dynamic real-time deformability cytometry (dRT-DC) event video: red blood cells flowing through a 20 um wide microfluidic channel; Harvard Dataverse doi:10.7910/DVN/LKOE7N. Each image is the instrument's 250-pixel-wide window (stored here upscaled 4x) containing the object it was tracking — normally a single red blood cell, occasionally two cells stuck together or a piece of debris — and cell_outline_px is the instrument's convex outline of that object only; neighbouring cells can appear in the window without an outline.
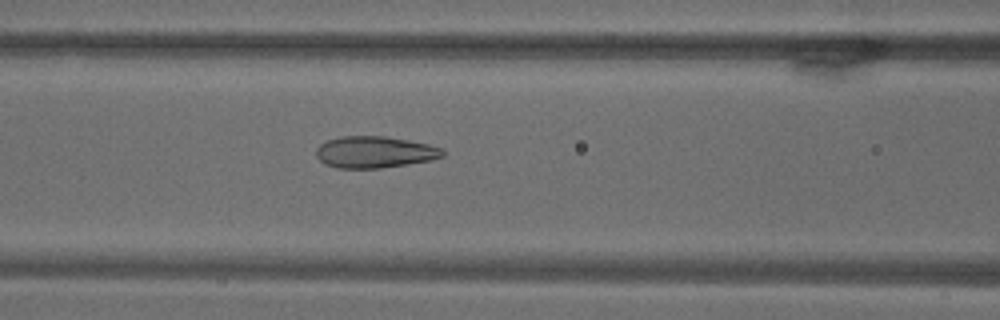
{"species": "common noctule bat (a hibernating species)", "species_latin": "Nyctalus noctula", "temperature_condition": "warm", "stored_images_in_passage": 66, "camera_frame_rate_fps": 3000, "um_per_image_px": 0.085, "animal": {"sex": "male", "body_mass_g": 18.8}, "frame": {"image": 1, "passage_image": 26, "time_ms": 8.333, "image_size_px": [1000, 320], "cell_outline_px": [[444, 156], [432, 160], [380, 168], [336, 168], [324, 164], [316, 156], [316, 148], [320, 144], [328, 140], [340, 136], [384, 136], [408, 140], [428, 144], [440, 148], [444, 152]], "centroid_in_image_um": [31.81, 12.93], "position_along_channel_um": 134.8, "area_um2": 23.29}}
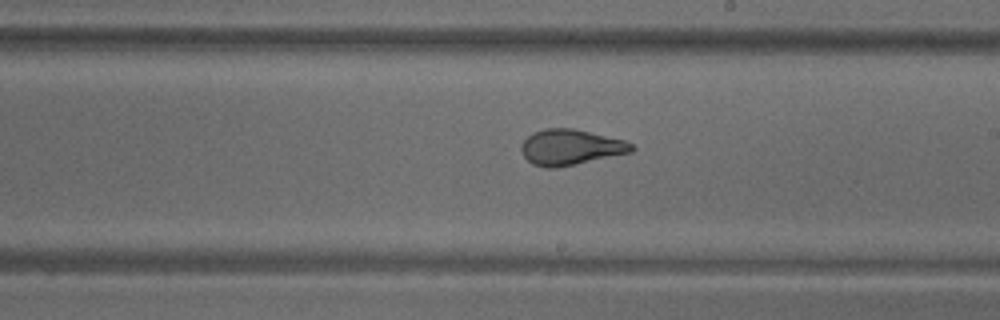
{"frame": {"image": 2, "passage_image": 37, "time_ms": 12.0, "image_size_px": [1000, 320], "cell_outline_px": [[636, 148], [632, 152], [556, 168], [548, 168], [532, 164], [524, 156], [520, 148], [520, 144], [532, 132], [544, 128], [572, 128], [624, 140], [632, 144]], "centroid_in_image_um": [48.47, 12.51], "position_along_channel_um": 240.5, "area_um2": 22.83}}
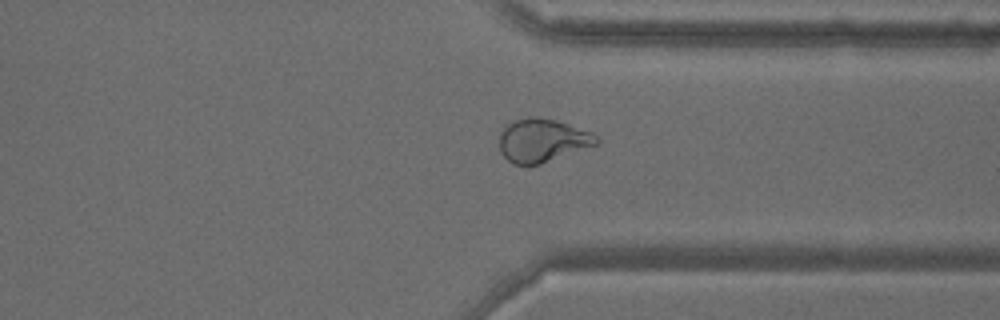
{"frame": {"image": 3, "passage_image": 50, "time_ms": 16.333, "image_size_px": [1000, 320], "cell_outline_px": [[600, 144], [540, 164], [512, 164], [500, 152], [500, 132], [504, 124], [528, 116], [536, 116], [556, 120], [592, 132], [600, 136]], "centroid_in_image_um": [46.13, 11.92], "position_along_channel_um": 365.3, "area_um2": 24.85}}